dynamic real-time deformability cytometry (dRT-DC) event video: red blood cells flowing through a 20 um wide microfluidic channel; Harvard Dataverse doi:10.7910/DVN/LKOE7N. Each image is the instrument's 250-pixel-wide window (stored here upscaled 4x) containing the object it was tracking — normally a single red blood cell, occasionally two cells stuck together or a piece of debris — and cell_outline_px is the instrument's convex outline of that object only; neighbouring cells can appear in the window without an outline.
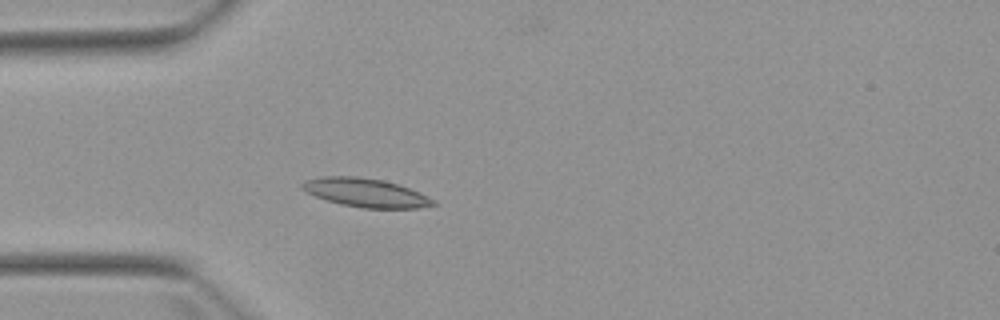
{"species": "Egyptian fruit bat (a non-hibernating species)", "species_latin": "Rousettus aegyptiacus", "temperature_condition": "warm", "stored_images_in_passage": 2, "camera_frame_rate_fps": 3000, "um_per_image_px": 0.085, "animal": {"sex": "female"}, "frame": {"image": 1, "passage_image": 2, "time_ms": 1.0, "image_size_px": [1000, 320], "cell_outline_px": [[436, 204], [416, 208], [360, 208], [340, 204], [304, 192], [300, 188], [300, 184], [304, 180], [320, 176], [356, 176], [384, 180], [420, 192], [436, 200]], "centroid_in_image_um": [31.03, 16.37], "position_along_channel_um": 54.0, "area_um2": 22.02}}